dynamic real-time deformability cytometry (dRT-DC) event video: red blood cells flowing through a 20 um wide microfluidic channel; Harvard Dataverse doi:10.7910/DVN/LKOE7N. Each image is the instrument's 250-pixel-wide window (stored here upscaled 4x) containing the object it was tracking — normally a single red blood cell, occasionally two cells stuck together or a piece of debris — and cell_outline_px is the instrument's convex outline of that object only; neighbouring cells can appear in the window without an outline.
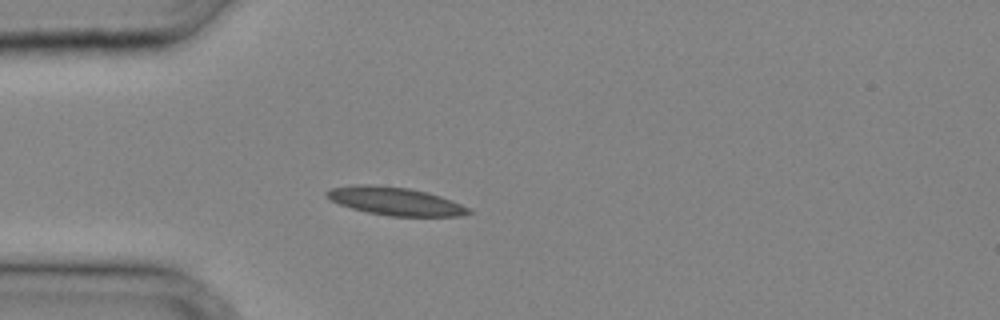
{"species": "common noctule bat (a hibernating species)", "species_latin": "Nyctalus noctula", "temperature_condition": "cold", "stored_images_in_passage": 25, "camera_frame_rate_fps": 3000, "um_per_image_px": 0.085, "animal": {"sex": "male", "body_mass_g": 20.4}, "frame": {"image": 1, "passage_image": 1, "time_ms": 0.0, "image_size_px": [1000, 320], "cell_outline_px": [[472, 212], [460, 216], [392, 216], [368, 212], [352, 208], [340, 204], [332, 200], [324, 192], [332, 188], [356, 184], [372, 184], [408, 188], [428, 192], [452, 200], [472, 208]], "centroid_in_image_um": [33.64, 17.09], "position_along_channel_um": 51.4, "area_um2": 23.12}}
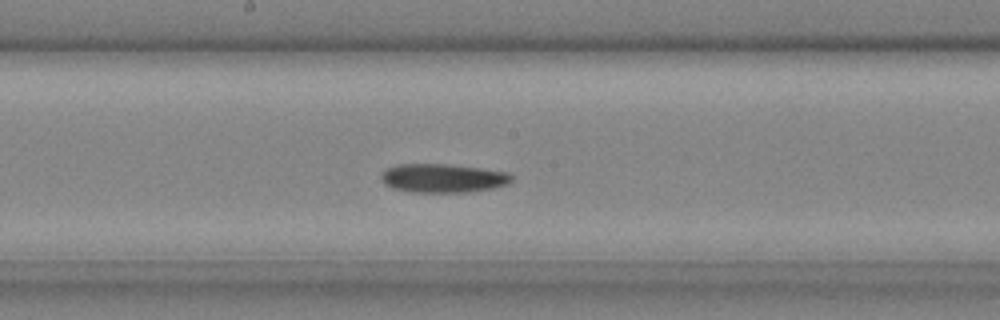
{"frame": {"image": 2, "passage_image": 10, "time_ms": 3.0, "image_size_px": [1000, 320], "cell_outline_px": [[512, 180], [508, 184], [492, 188], [472, 192], [412, 192], [392, 188], [384, 184], [380, 180], [380, 172], [384, 168], [396, 164], [444, 164], [480, 168], [508, 172], [512, 176]], "centroid_in_image_um": [37.59, 15.14], "position_along_channel_um": 210.6, "area_um2": 22.14}}
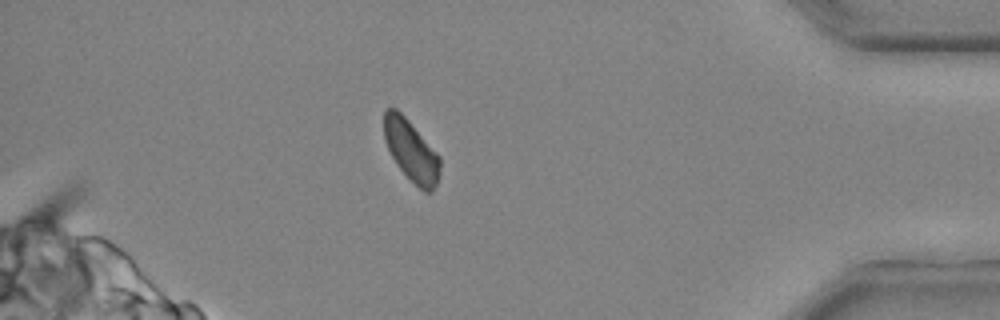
{"frame": {"image": 3, "passage_image": 22, "time_ms": 7.0, "image_size_px": [1000, 320], "cell_outline_px": [[440, 168], [436, 184], [432, 192], [424, 192], [400, 168], [392, 156], [384, 140], [384, 112], [388, 108], [396, 108], [408, 120], [440, 156]], "centroid_in_image_um": [34.95, 12.79], "position_along_channel_um": 400.3, "area_um2": 19.54}}